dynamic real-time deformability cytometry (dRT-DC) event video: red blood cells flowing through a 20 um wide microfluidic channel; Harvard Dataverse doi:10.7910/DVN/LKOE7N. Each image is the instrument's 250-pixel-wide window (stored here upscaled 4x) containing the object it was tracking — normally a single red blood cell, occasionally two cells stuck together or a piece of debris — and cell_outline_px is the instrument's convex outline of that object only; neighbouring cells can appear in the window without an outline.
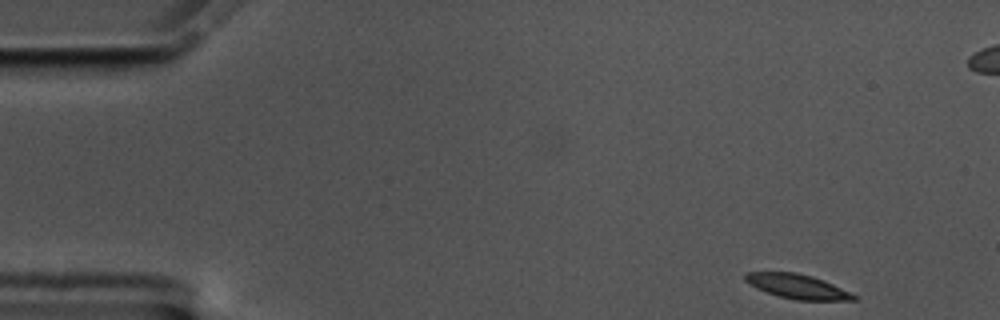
{"species": "common noctule bat (a hibernating species)", "species_latin": "Nyctalus noctula", "temperature_condition": "cold", "stored_images_in_passage": 55, "camera_frame_rate_fps": 3000, "um_per_image_px": 0.085, "animal": {"sex": "male", "body_mass_g": 17.5, "forearm_length_mm": 52.3}, "frame": {"image": 1, "passage_image": 1, "time_ms": 0.0, "image_size_px": [1000, 320], "cell_outline_px": [[860, 296], [856, 300], [796, 300], [780, 296], [756, 288], [744, 280], [744, 272], [796, 272], [812, 276], [824, 280]], "centroid_in_image_um": [67.81, 24.34], "position_along_channel_um": 17.2, "area_um2": 15.49}}
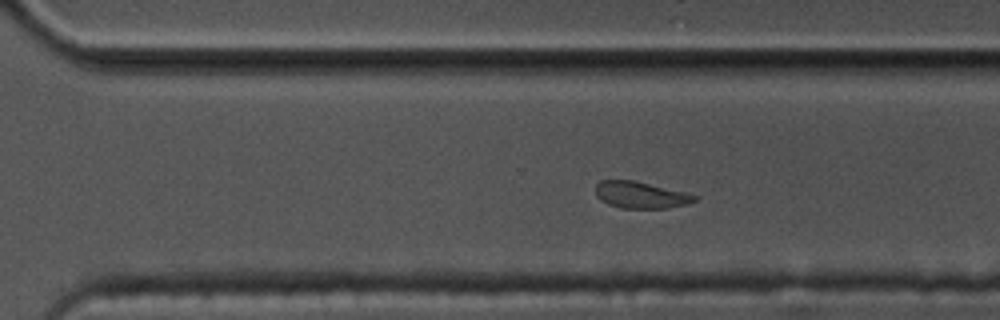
{"frame": {"image": 2, "passage_image": 36, "time_ms": 11.667, "image_size_px": [1000, 320], "cell_outline_px": [[696, 200], [688, 204], [668, 208], [620, 208], [608, 204], [600, 200], [596, 196], [596, 184], [600, 180], [636, 180], [684, 192], [696, 196]], "centroid_in_image_um": [54.42, 16.57], "position_along_channel_um": 316.2, "area_um2": 15.43}}
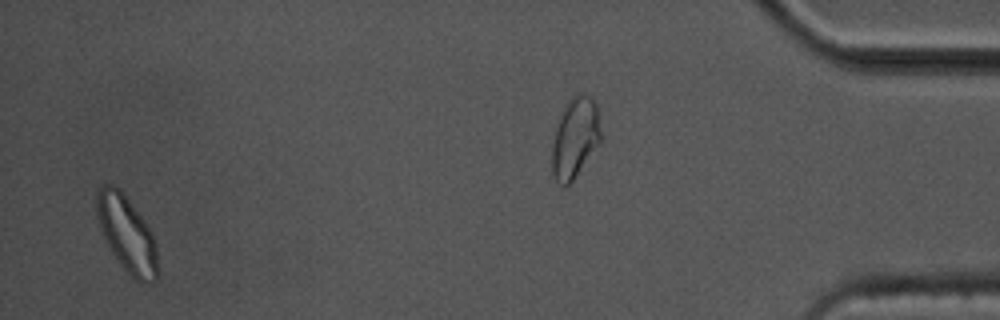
{"frame": {"image": 3, "passage_image": 53, "time_ms": 17.333, "image_size_px": [1000, 320], "cell_outline_px": [[160, 272], [156, 280], [152, 284], [140, 284], [120, 264], [108, 248], [100, 228], [96, 216], [96, 192], [104, 184], [112, 184], [120, 188], [148, 224], [152, 232], [156, 244]], "centroid_in_image_um": [10.81, 19.92], "position_along_channel_um": 424.4, "area_um2": 27.86}, "authors_computed_cell_mechanics": {"area_um2": 16.6464, "velocity_mm_per_s": 3.413, "shape_relaxation_time_tau1_ms": null, "shape_relaxation_time_tau2_ms": 4.4462, "deformation_change_tau1": null, "deformation_change_tau2": 0.0986}}